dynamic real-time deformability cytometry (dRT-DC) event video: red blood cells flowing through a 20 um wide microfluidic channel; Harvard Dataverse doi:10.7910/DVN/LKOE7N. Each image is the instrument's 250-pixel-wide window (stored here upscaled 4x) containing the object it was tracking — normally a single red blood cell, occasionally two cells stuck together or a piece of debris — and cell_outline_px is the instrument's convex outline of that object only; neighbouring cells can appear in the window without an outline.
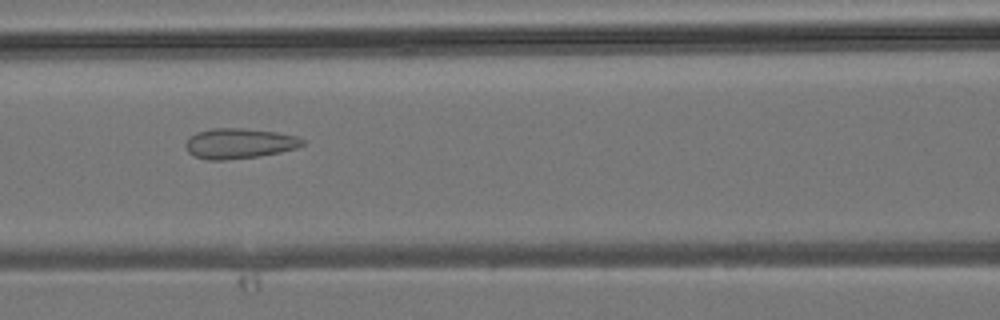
{"species": "common noctule bat (a hibernating species)", "species_latin": "Nyctalus noctula", "temperature_condition": "room temperature", "stored_images_in_passage": 29, "camera_frame_rate_fps": 3000, "um_per_image_px": 0.085, "animal": {"sex": "male", "body_mass_g": 19.2, "forearm_length_mm": 51.8}, "frame": {"image": 1, "passage_image": 8, "time_ms": 2.333, "image_size_px": [1000, 320], "cell_outline_px": [[304, 144], [296, 148], [280, 152], [260, 156], [224, 160], [208, 160], [192, 156], [188, 152], [184, 144], [196, 132], [212, 128], [240, 128], [276, 132], [296, 136], [304, 140]], "centroid_in_image_um": [20.31, 12.2], "position_along_channel_um": 146.3, "area_um2": 20.58}}
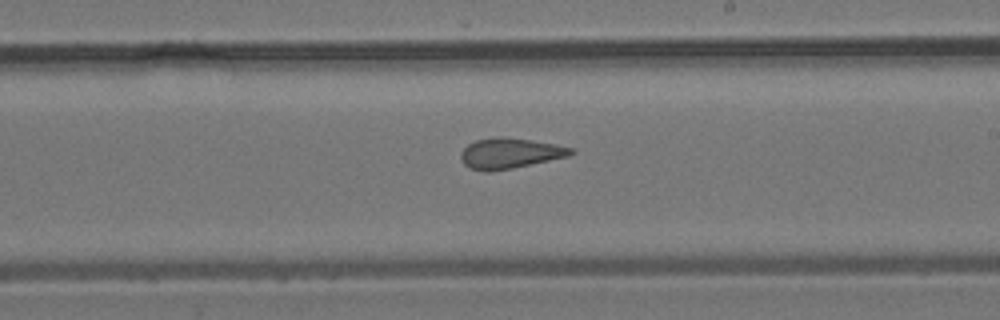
{"frame": {"image": 2, "passage_image": 14, "time_ms": 4.333, "image_size_px": [1000, 320], "cell_outline_px": [[576, 152], [568, 156], [512, 168], [488, 172], [484, 172], [472, 168], [464, 164], [460, 156], [460, 152], [468, 144], [476, 140], [500, 136], [504, 136], [556, 144], [572, 148]], "centroid_in_image_um": [43.33, 13.02], "position_along_channel_um": 245.7, "area_um2": 19.42}}
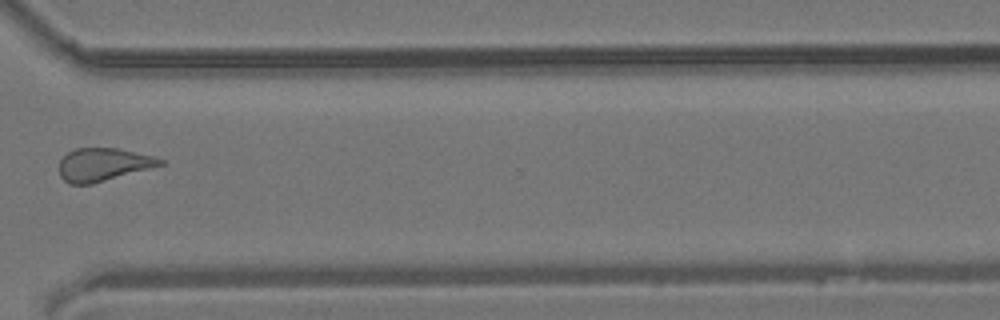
{"frame": {"image": 3, "passage_image": 21, "time_ms": 6.667, "image_size_px": [1000, 320], "cell_outline_px": [[164, 164], [92, 184], [68, 184], [60, 176], [60, 160], [68, 152], [76, 148], [116, 148], [156, 156], [164, 160]], "centroid_in_image_um": [8.77, 13.98], "position_along_channel_um": 361.8, "area_um2": 19.31}}